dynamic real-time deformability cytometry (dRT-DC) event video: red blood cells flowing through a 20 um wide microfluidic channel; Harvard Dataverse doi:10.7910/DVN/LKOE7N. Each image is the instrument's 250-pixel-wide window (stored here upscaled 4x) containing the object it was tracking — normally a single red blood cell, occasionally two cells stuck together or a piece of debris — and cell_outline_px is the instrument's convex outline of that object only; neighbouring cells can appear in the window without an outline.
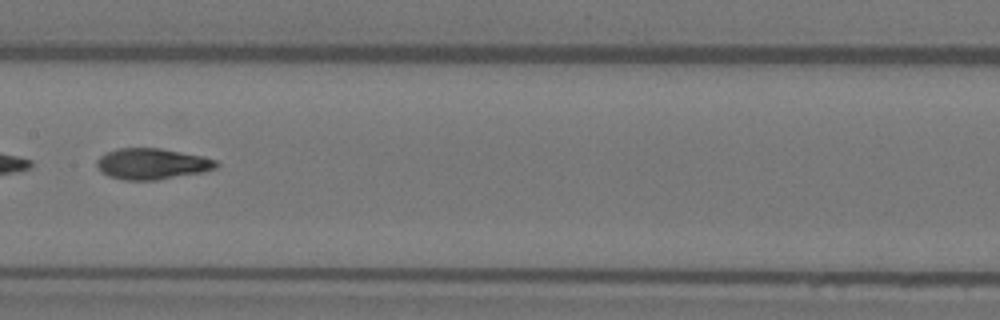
{"species": "Egyptian fruit bat (a non-hibernating species)", "species_latin": "Rousettus aegyptiacus", "temperature_condition": "warm", "stored_images_in_passage": 42, "camera_frame_rate_fps": 3000, "um_per_image_px": 0.085, "animal": {"sex": "female"}, "frame": {"image": 1, "passage_image": 19, "time_ms": 6.0, "image_size_px": [1000, 320], "cell_outline_px": [[220, 164], [216, 168], [204, 172], [156, 180], [124, 180], [108, 176], [100, 172], [96, 164], [96, 160], [100, 156], [116, 148], [160, 148], [204, 156], [216, 160]], "centroid_in_image_um": [12.93, 13.93], "position_along_channel_um": 194.5, "area_um2": 21.79}}
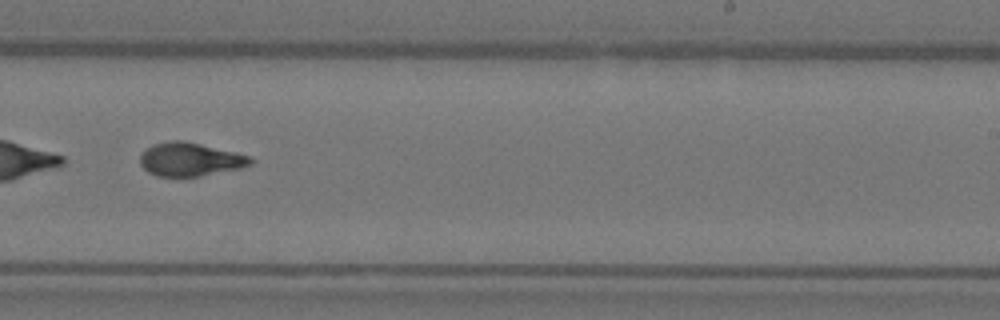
{"frame": {"image": 2, "passage_image": 25, "time_ms": 8.0, "image_size_px": [1000, 320], "cell_outline_px": [[256, 160], [252, 164], [240, 168], [200, 176], [156, 176], [148, 172], [140, 164], [140, 156], [152, 144], [168, 140], [184, 140], [236, 152], [252, 156]], "centroid_in_image_um": [16.19, 13.54], "position_along_channel_um": 272.8, "area_um2": 21.68}}
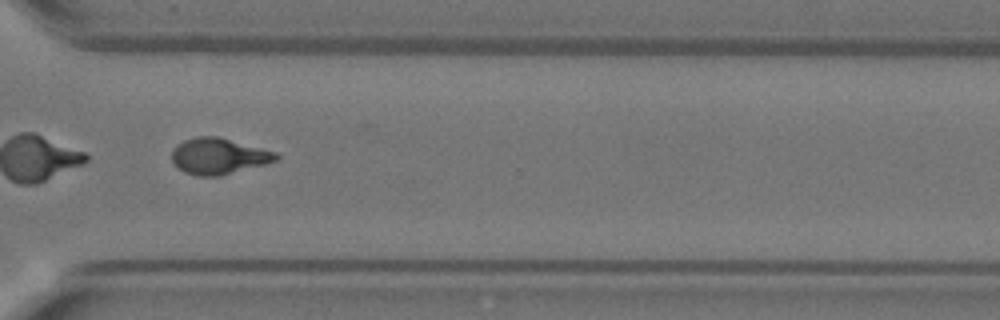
{"frame": {"image": 3, "passage_image": 31, "time_ms": 10.0, "image_size_px": [1000, 320], "cell_outline_px": [[280, 156], [276, 160], [268, 164], [220, 176], [196, 176], [184, 172], [172, 160], [172, 152], [176, 144], [184, 140], [196, 136], [216, 136], [276, 152]], "centroid_in_image_um": [18.59, 13.28], "position_along_channel_um": 352.0, "area_um2": 21.91}, "authors_computed_cell_mechanics": {"area_um2": 21.8195, "velocity_mm_per_s": 3.9578, "shape_relaxation_time_tau1_ms": 9.5792, "shape_relaxation_time_tau2_ms": 1.5501, "deformation_change_tau1": 0.3003, "deformation_change_tau2": 0.0826}}